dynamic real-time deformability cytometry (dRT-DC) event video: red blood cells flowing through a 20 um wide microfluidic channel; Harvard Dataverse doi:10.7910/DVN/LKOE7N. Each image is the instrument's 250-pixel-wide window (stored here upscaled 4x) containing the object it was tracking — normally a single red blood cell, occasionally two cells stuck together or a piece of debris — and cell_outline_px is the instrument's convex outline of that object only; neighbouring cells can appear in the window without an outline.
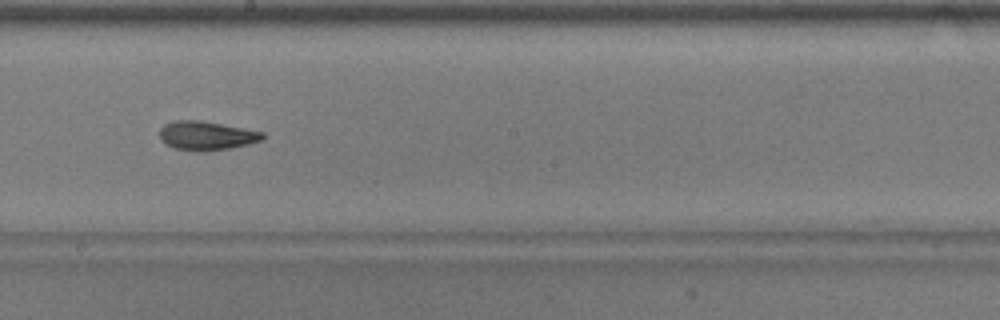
{"species": "common noctule bat (a hibernating species)", "species_latin": "Nyctalus noctula", "temperature_condition": "warm", "stored_images_in_passage": 27, "camera_frame_rate_fps": 3000, "um_per_image_px": 0.085, "animal": {"sex": "male", "body_mass_g": 17.9}, "frame": {"image": 1, "passage_image": 14, "time_ms": 4.333, "image_size_px": [1000, 320], "cell_outline_px": [[264, 136], [260, 140], [248, 144], [228, 148], [200, 152], [176, 148], [164, 144], [160, 140], [160, 128], [164, 124], [172, 120], [200, 120], [264, 132]], "centroid_in_image_um": [17.49, 11.52], "position_along_channel_um": 230.7, "area_um2": 17.28}}
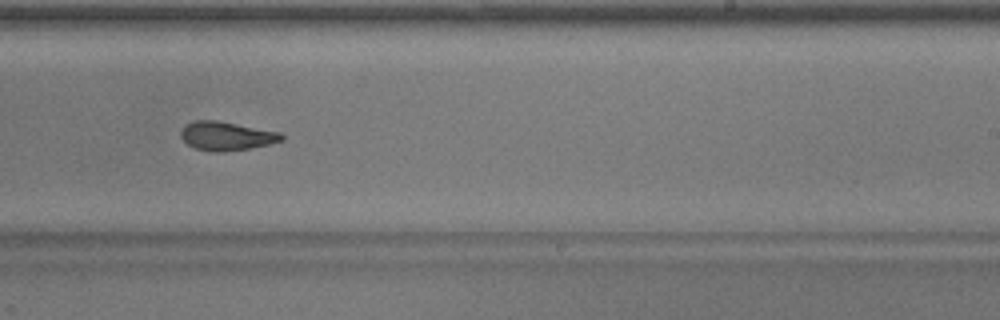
{"frame": {"image": 2, "passage_image": 17, "time_ms": 5.333, "image_size_px": [1000, 320], "cell_outline_px": [[284, 140], [268, 144], [248, 148], [224, 152], [212, 152], [196, 148], [188, 144], [180, 136], [180, 132], [184, 124], [192, 120], [216, 120], [280, 132], [284, 136]], "centroid_in_image_um": [19.21, 11.55], "position_along_channel_um": 269.8, "area_um2": 16.88}}
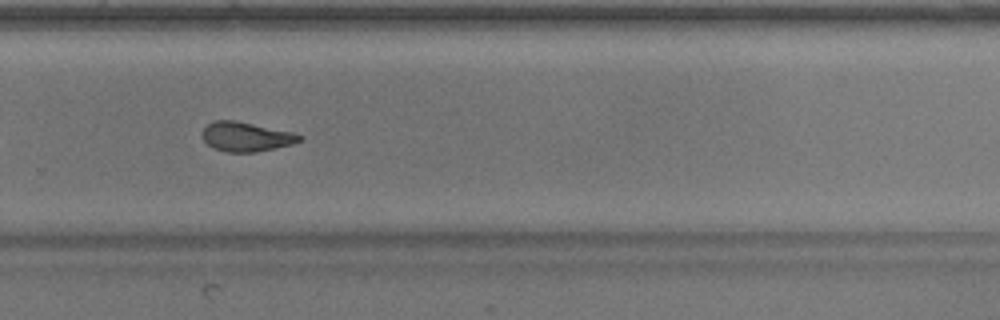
{"frame": {"image": 3, "passage_image": 20, "time_ms": 6.333, "image_size_px": [1000, 320], "cell_outline_px": [[304, 140], [292, 144], [256, 152], [224, 152], [212, 148], [204, 140], [204, 128], [208, 124], [216, 120], [232, 120], [292, 132], [304, 136]], "centroid_in_image_um": [20.95, 11.64], "position_along_channel_um": 308.9, "area_um2": 16.47}}